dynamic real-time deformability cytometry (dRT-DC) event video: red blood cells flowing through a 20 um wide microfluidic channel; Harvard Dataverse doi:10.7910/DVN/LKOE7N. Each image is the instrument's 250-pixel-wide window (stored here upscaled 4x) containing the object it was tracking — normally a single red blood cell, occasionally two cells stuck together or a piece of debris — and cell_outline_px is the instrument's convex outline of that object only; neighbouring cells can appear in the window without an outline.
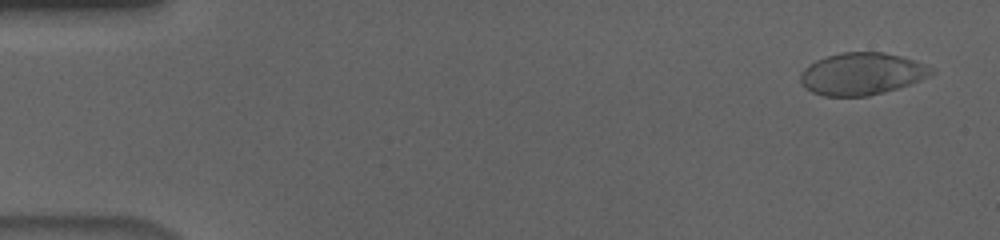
{"species": "human", "species_latin": "Homo sapiens", "temperature_condition": "cold", "stored_images_in_passage": 56, "camera_frame_rate_fps": 3000, "um_per_image_px": 0.085, "donor": {"sex": "male"}, "frame": {"image": 1, "passage_image": 3, "time_ms": 0.667, "image_size_px": [1000, 240], "cell_outline_px": [[936, 72], [920, 80], [884, 92], [868, 96], [824, 96], [812, 92], [800, 84], [800, 72], [808, 64], [816, 60], [840, 52], [884, 52], [900, 56], [924, 64], [932, 68]], "centroid_in_image_um": [73.2, 6.27], "position_along_channel_um": 11.8, "area_um2": 32.08}}
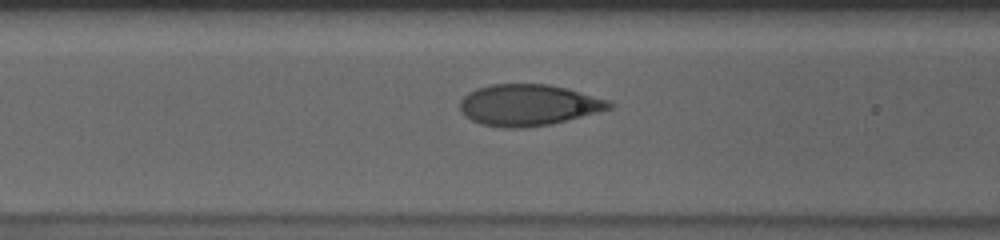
{"frame": {"image": 2, "passage_image": 23, "time_ms": 7.333, "image_size_px": [1000, 240], "cell_outline_px": [[616, 104], [612, 108], [552, 124], [524, 128], [504, 128], [480, 124], [464, 116], [460, 108], [460, 100], [468, 92], [476, 88], [492, 84], [548, 84], [564, 88], [608, 100]], "centroid_in_image_um": [44.88, 8.94], "position_along_channel_um": 121.7, "area_um2": 35.89}}
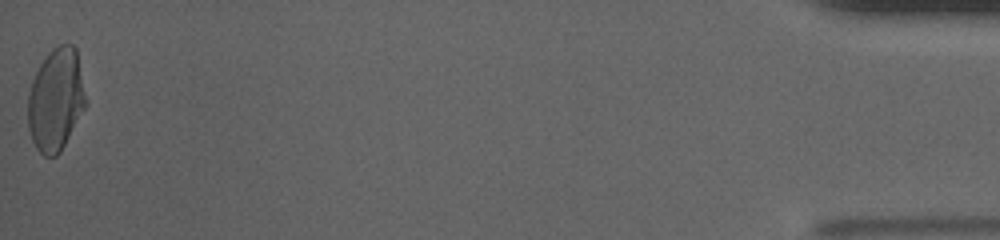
{"frame": {"image": 3, "passage_image": 56, "time_ms": 18.333, "image_size_px": [1000, 240], "cell_outline_px": [[84, 108], [60, 152], [56, 156], [44, 156], [36, 148], [32, 140], [28, 128], [28, 92], [32, 80], [40, 64], [48, 52], [52, 48], [60, 44], [72, 44], [76, 48], [84, 96]], "centroid_in_image_um": [4.7, 8.47], "position_along_channel_um": 430.5, "area_um2": 33.93}, "authors_computed_cell_mechanics": {"area_um2": 34.8823, "velocity_mm_per_s": 3.6666, "shape_relaxation_time_tau1_ms": 4.7118, "shape_relaxation_time_tau2_ms": null, "deformation_change_tau1": 0.1724, "deformation_change_tau2": null}}